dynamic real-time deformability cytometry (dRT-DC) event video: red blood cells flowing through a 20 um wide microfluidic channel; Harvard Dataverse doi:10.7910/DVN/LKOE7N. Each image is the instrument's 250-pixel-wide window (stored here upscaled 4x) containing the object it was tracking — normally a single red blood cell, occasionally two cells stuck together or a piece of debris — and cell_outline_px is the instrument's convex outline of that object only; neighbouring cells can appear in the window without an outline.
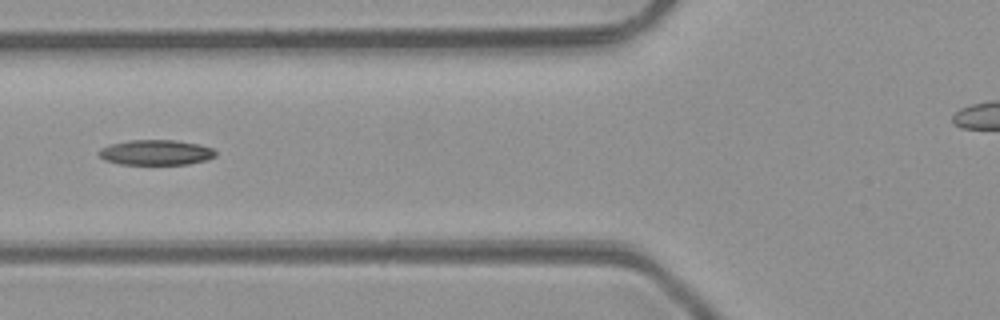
{"species": "common noctule bat (a hibernating species)", "species_latin": "Nyctalus noctula", "temperature_condition": "room temperature", "stored_images_in_passage": 6, "camera_frame_rate_fps": 3000, "um_per_image_px": 0.085, "animal": {"sex": "male", "body_mass_g": 23.1, "forearm_length_mm": 52.7}, "frame": {"image": 1, "passage_image": 6, "time_ms": 5.667, "image_size_px": [1000, 320], "cell_outline_px": [[216, 156], [204, 160], [188, 164], [120, 164], [104, 160], [96, 152], [100, 148], [112, 144], [128, 140], [176, 140], [200, 144], [212, 148], [216, 152]], "centroid_in_image_um": [13.24, 12.95], "position_along_channel_um": 112.6, "area_um2": 17.17}}